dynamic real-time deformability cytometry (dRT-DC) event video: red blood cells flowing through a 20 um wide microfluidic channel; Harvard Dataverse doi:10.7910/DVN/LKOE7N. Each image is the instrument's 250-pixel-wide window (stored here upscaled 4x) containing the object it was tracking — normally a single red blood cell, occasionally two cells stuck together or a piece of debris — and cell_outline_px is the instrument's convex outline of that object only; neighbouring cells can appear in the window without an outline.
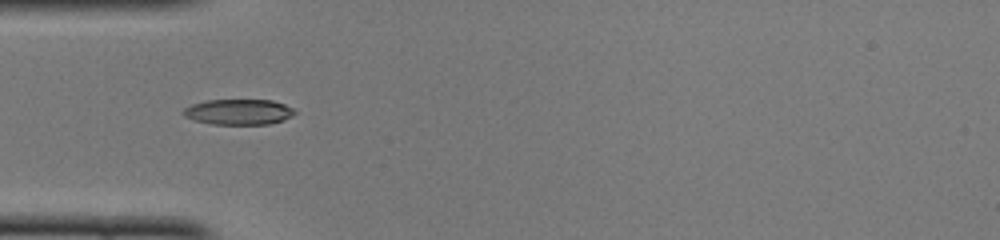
{"species": "common noctule bat (a hibernating species)", "species_latin": "Nyctalus noctula", "temperature_condition": "cold", "stored_images_in_passage": 35, "camera_frame_rate_fps": 3000, "um_per_image_px": 0.085, "animal": {"sex": "female", "body_mass_g": 22.0, "forearm_length_mm": 56.7}, "frame": {"image": 1, "passage_image": 1, "time_ms": 0.0, "image_size_px": [1000, 240], "cell_outline_px": [[296, 112], [292, 116], [284, 120], [268, 124], [212, 124], [192, 120], [184, 116], [180, 112], [184, 108], [192, 104], [208, 100], [272, 100], [284, 104], [292, 108]], "centroid_in_image_um": [20.25, 9.51], "position_along_channel_um": 64.7, "area_um2": 16.65}}
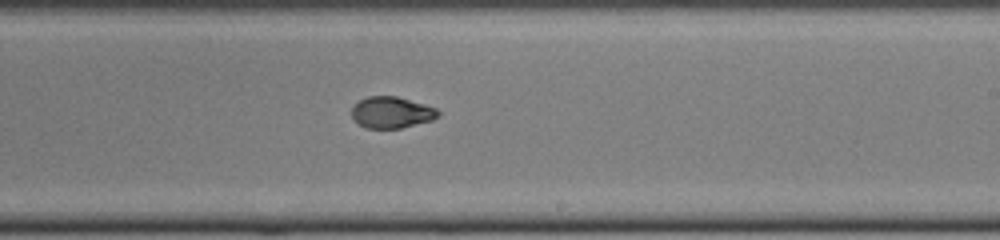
{"frame": {"image": 2, "passage_image": 15, "time_ms": 4.667, "image_size_px": [1000, 240], "cell_outline_px": [[440, 116], [432, 120], [400, 128], [364, 128], [352, 116], [352, 108], [360, 100], [368, 96], [396, 96], [424, 104], [436, 108], [440, 112]], "centroid_in_image_um": [33.31, 9.55], "position_along_channel_um": 255.7, "area_um2": 15.66}}
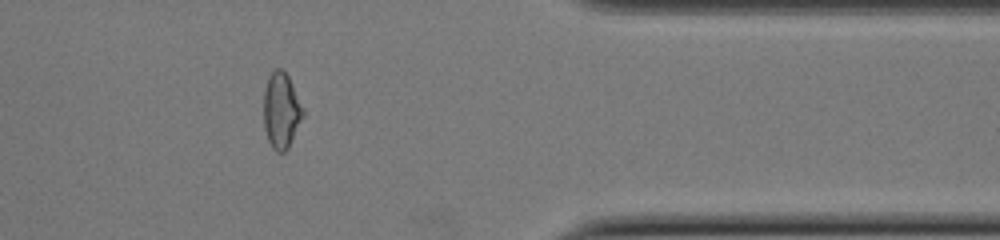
{"frame": {"image": 3, "passage_image": 26, "time_ms": 8.333, "image_size_px": [1000, 240], "cell_outline_px": [[304, 116], [288, 148], [284, 152], [276, 152], [272, 148], [268, 140], [264, 128], [264, 88], [268, 76], [276, 68], [280, 68], [288, 76], [304, 108]], "centroid_in_image_um": [23.91, 9.4], "position_along_channel_um": 387.5, "area_um2": 17.46}, "authors_computed_cell_mechanics": {"area_um2": 16.8198, "velocity_mm_per_s": 4.1045, "shape_relaxation_time_tau1_ms": 2.8818, "shape_relaxation_time_tau2_ms": 1.8912, "deformation_change_tau1": 0.1597, "deformation_change_tau2": 0.0661}}